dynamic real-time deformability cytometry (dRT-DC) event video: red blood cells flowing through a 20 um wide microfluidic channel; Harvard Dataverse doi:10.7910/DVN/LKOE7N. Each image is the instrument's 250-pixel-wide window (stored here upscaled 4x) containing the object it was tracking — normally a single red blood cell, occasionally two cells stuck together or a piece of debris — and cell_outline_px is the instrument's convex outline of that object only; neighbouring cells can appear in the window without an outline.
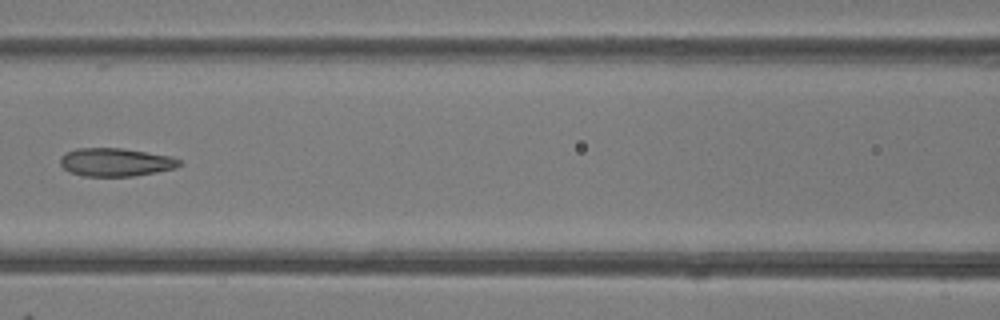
{"species": "common noctule bat (a hibernating species)", "species_latin": "Nyctalus noctula", "temperature_condition": "room temperature", "stored_images_in_passage": 6, "camera_frame_rate_fps": 3000, "um_per_image_px": 0.085, "animal": {"sex": "female"}, "frame": {"image": 1, "passage_image": 5, "time_ms": 4.667, "image_size_px": [1000, 320], "cell_outline_px": [[184, 164], [176, 168], [156, 172], [132, 176], [84, 176], [68, 172], [60, 164], [60, 156], [76, 148], [120, 148], [172, 156], [180, 160]], "centroid_in_image_um": [9.84, 13.79], "position_along_channel_um": 156.8, "area_um2": 19.65}}
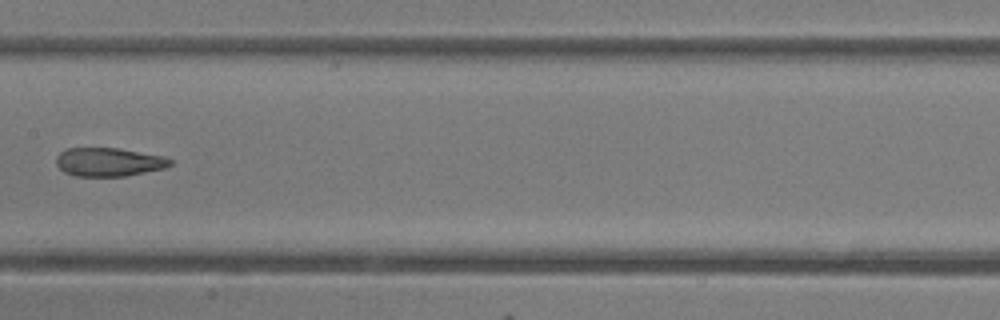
{"frame": {"image": 2, "passage_image": 6, "time_ms": 5.667, "image_size_px": [1000, 320], "cell_outline_px": [[172, 164], [164, 168], [124, 176], [76, 176], [64, 172], [56, 164], [56, 156], [60, 152], [68, 148], [116, 148], [164, 156], [172, 160]], "centroid_in_image_um": [9.22, 13.77], "position_along_channel_um": 198.2, "area_um2": 18.84}}